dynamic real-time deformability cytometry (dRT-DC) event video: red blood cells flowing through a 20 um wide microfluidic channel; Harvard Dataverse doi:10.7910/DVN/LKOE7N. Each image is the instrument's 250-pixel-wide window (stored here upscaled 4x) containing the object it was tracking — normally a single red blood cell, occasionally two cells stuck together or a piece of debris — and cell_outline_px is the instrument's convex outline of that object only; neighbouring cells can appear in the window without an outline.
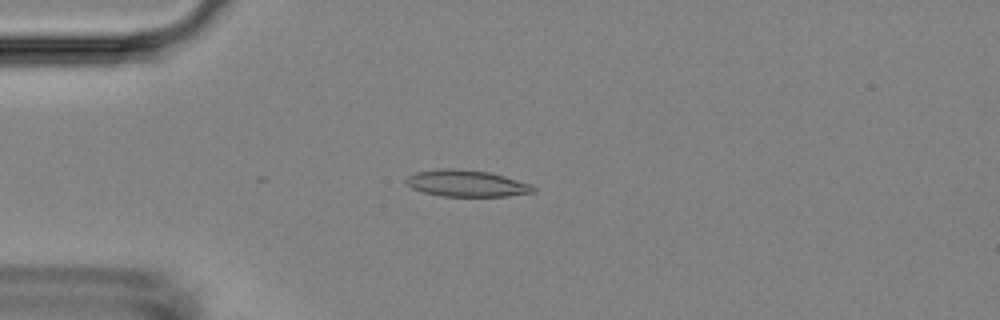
{"species": "Egyptian fruit bat (a non-hibernating species)", "species_latin": "Rousettus aegyptiacus", "temperature_condition": "room temperature", "stored_images_in_passage": 29, "camera_frame_rate_fps": 3000, "um_per_image_px": 0.085, "animal": {"sex": "female"}, "frame": {"image": 1, "passage_image": 13, "time_ms": 4.0, "image_size_px": [1000, 320], "cell_outline_px": [[536, 192], [508, 196], [440, 196], [424, 192], [412, 188], [404, 180], [408, 176], [416, 172], [440, 168], [456, 168], [488, 172], [504, 176], [532, 184], [536, 188]], "centroid_in_image_um": [39.68, 15.58], "position_along_channel_um": 45.3, "area_um2": 19.77}}
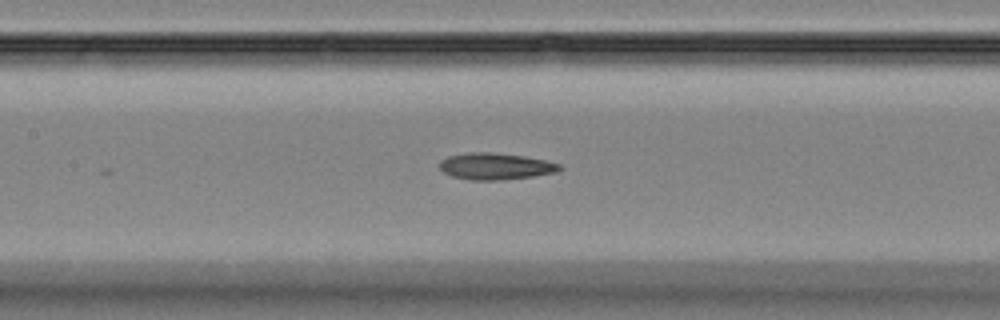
{"frame": {"image": 2, "passage_image": 24, "time_ms": 7.667, "image_size_px": [1000, 320], "cell_outline_px": [[564, 168], [556, 172], [532, 176], [500, 180], [468, 180], [452, 176], [444, 172], [440, 168], [440, 160], [448, 156], [468, 152], [492, 152], [524, 156], [544, 160], [560, 164]], "centroid_in_image_um": [42.1, 14.13], "position_along_channel_um": 165.3, "area_um2": 18.61}}
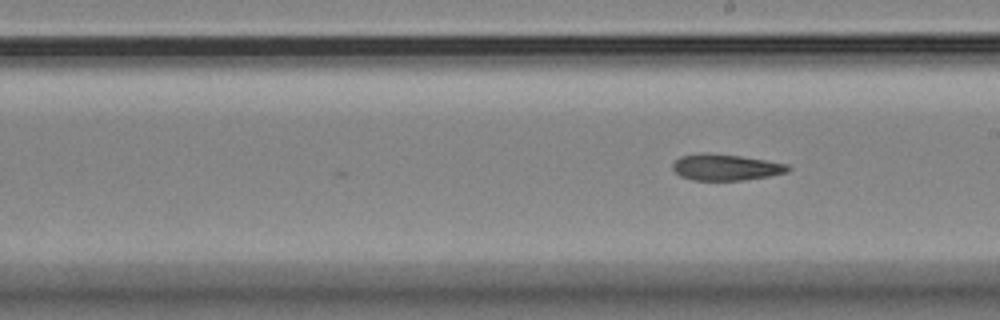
{"frame": {"image": 3, "passage_image": 29, "time_ms": 9.333, "image_size_px": [1000, 320], "cell_outline_px": [[792, 168], [788, 172], [768, 176], [744, 180], [692, 180], [680, 176], [672, 168], [672, 164], [680, 156], [700, 152], [708, 152], [740, 156], [788, 164]], "centroid_in_image_um": [61.67, 14.21], "position_along_channel_um": 227.3, "area_um2": 17.74}}